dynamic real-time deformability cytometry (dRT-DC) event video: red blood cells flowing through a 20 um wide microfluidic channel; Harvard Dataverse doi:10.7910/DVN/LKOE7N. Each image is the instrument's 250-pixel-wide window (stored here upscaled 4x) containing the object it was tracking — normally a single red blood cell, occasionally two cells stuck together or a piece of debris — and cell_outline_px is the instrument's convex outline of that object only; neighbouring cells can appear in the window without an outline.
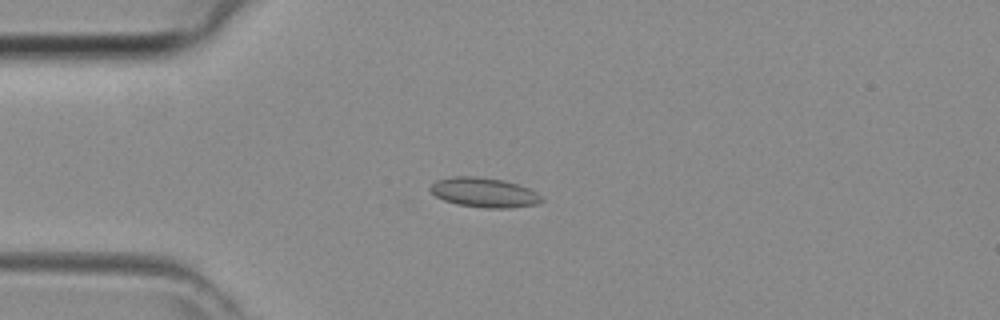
{"species": "common noctule bat (a hibernating species)", "species_latin": "Nyctalus noctula", "temperature_condition": "room temperature", "stored_images_in_passage": 25, "camera_frame_rate_fps": 3000, "um_per_image_px": 0.085, "animal": {"sex": "female", "body_mass_g": 29.2, "forearm_length_mm": 56.3}, "frame": {"image": 1, "passage_image": 1, "time_ms": 0.0, "image_size_px": [1000, 320], "cell_outline_px": [[544, 200], [540, 204], [508, 208], [484, 208], [456, 204], [444, 200], [436, 196], [428, 188], [436, 180], [452, 176], [476, 176], [504, 180], [528, 188], [544, 196]], "centroid_in_image_um": [41.17, 16.36], "position_along_channel_um": 43.8, "area_um2": 19.42}}
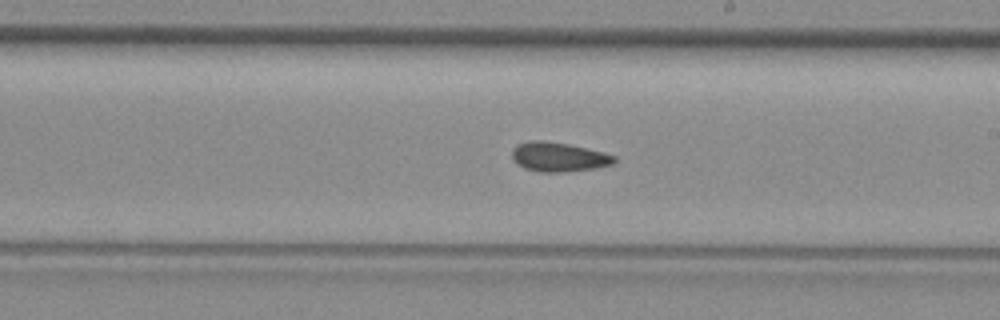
{"frame": {"image": 2, "passage_image": 15, "time_ms": 4.667, "image_size_px": [1000, 320], "cell_outline_px": [[616, 160], [612, 164], [596, 168], [560, 172], [540, 172], [524, 168], [516, 164], [512, 156], [512, 148], [516, 144], [532, 140], [540, 140], [568, 144], [604, 152], [616, 156]], "centroid_in_image_um": [47.46, 13.34], "position_along_channel_um": 241.5, "area_um2": 17.51}}
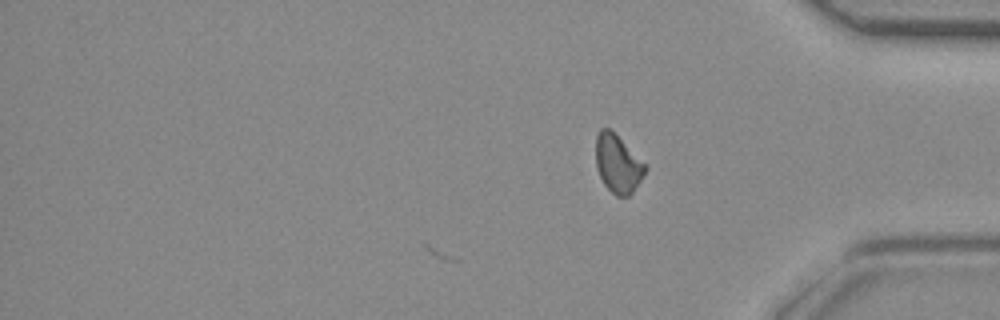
{"frame": {"image": 3, "passage_image": 25, "time_ms": 8.0, "image_size_px": [1000, 320], "cell_outline_px": [[648, 168], [632, 192], [628, 196], [616, 196], [604, 184], [596, 168], [596, 136], [600, 128], [612, 128]], "centroid_in_image_um": [52.49, 13.88], "position_along_channel_um": 382.7, "area_um2": 16.65}}